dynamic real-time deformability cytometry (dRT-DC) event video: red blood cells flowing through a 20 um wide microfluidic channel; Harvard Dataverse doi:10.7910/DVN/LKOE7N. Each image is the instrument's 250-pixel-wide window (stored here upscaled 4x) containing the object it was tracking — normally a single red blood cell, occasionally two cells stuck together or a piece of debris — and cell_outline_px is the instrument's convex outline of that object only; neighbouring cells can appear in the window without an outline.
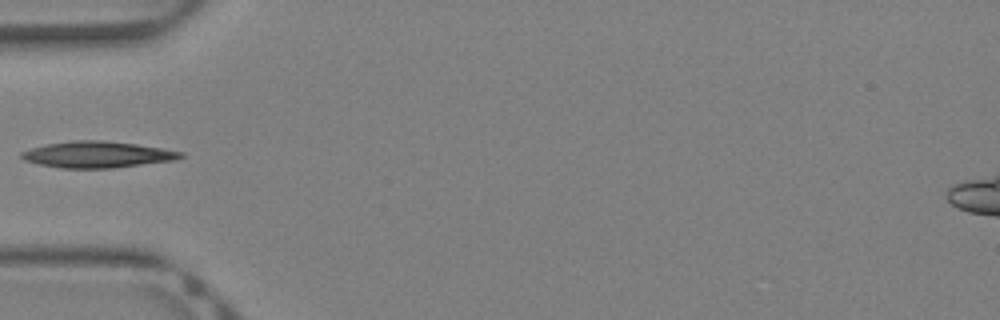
{"species": "Egyptian fruit bat (a non-hibernating species)", "species_latin": "Rousettus aegyptiacus", "temperature_condition": "warm", "stored_images_in_passage": 24, "camera_frame_rate_fps": 3000, "um_per_image_px": 0.085, "animal": {"sex": "female"}, "frame": {"image": 1, "passage_image": 1, "time_ms": 0.0, "image_size_px": [1000, 320], "cell_outline_px": [[184, 156], [172, 160], [112, 168], [60, 168], [40, 164], [24, 160], [20, 156], [20, 152], [32, 148], [48, 144], [72, 140], [104, 140], [136, 144], [184, 152]], "centroid_in_image_um": [8.24, 13.13], "position_along_channel_um": 76.8, "area_um2": 24.16}}
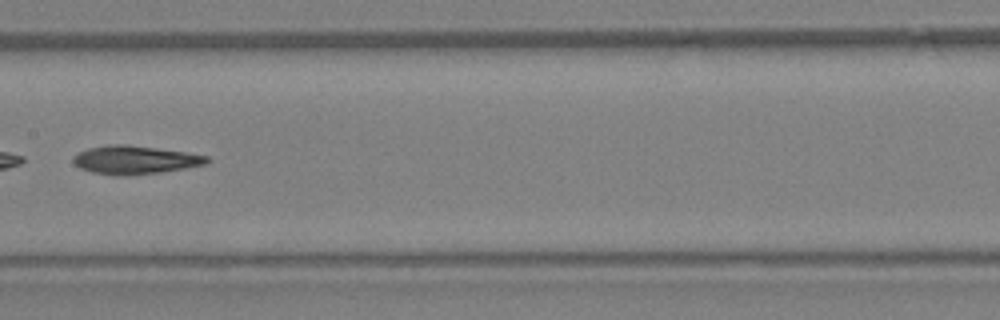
{"frame": {"image": 2, "passage_image": 8, "time_ms": 2.333, "image_size_px": [1000, 320], "cell_outline_px": [[212, 160], [204, 164], [184, 168], [160, 172], [128, 176], [112, 176], [92, 172], [80, 168], [72, 160], [72, 156], [88, 148], [108, 144], [124, 144], [156, 148], [184, 152], [208, 156]], "centroid_in_image_um": [11.43, 13.6], "position_along_channel_um": 196.0, "area_um2": 22.08}}